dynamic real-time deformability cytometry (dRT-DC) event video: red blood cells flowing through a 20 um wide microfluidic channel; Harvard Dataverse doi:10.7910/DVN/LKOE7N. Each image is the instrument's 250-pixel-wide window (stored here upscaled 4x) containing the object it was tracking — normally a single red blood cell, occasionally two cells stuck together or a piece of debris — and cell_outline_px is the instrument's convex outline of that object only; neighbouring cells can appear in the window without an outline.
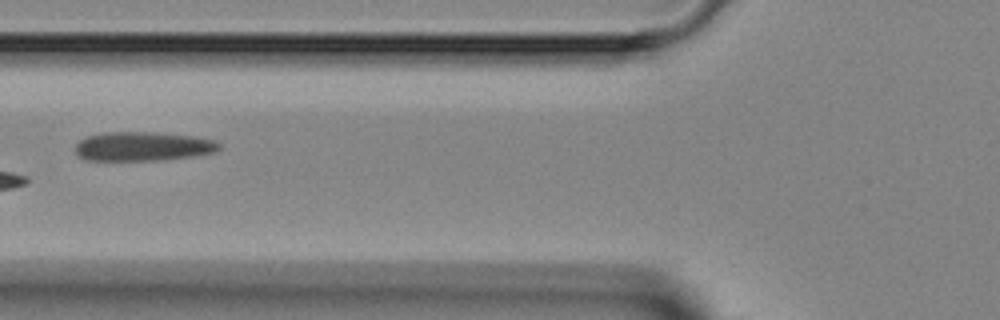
{"species": "Egyptian fruit bat (a non-hibernating species)", "species_latin": "Rousettus aegyptiacus", "temperature_condition": "room temperature", "stored_images_in_passage": 2, "camera_frame_rate_fps": 3000, "um_per_image_px": 0.085, "animal": {"sex": "female"}, "frame": {"image": 1, "passage_image": 2, "time_ms": 1.667, "image_size_px": [1000, 320], "cell_outline_px": [[220, 148], [216, 152], [192, 156], [164, 160], [84, 160], [76, 156], [76, 144], [80, 140], [88, 136], [104, 132], [152, 132], [196, 136], [216, 140], [220, 144]], "centroid_in_image_um": [12.15, 12.44], "position_along_channel_um": 113.6, "area_um2": 24.62}}